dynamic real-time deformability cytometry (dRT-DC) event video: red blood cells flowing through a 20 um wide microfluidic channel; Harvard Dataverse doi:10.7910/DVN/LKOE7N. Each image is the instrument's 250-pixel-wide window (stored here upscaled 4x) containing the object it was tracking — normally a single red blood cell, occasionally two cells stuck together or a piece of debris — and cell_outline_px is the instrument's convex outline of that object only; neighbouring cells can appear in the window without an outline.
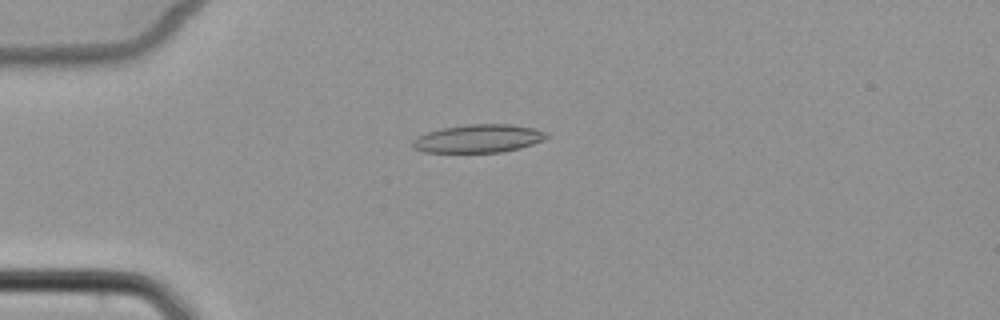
{"species": "common noctule bat (a hibernating species)", "species_latin": "Nyctalus noctula", "temperature_condition": "cold", "stored_images_in_passage": 6, "camera_frame_rate_fps": 3000, "um_per_image_px": 0.085, "animal": {"sex": "female", "body_mass_g": 22.7, "forearm_length_mm": 54.2}, "frame": {"image": 1, "passage_image": 4, "time_ms": 3.667, "image_size_px": [1000, 320], "cell_outline_px": [[548, 136], [544, 140], [520, 148], [504, 152], [424, 152], [412, 148], [412, 140], [428, 132], [440, 128], [468, 124], [508, 124], [536, 128], [548, 132]], "centroid_in_image_um": [40.69, 11.77], "position_along_channel_um": 44.3, "area_um2": 22.08}}
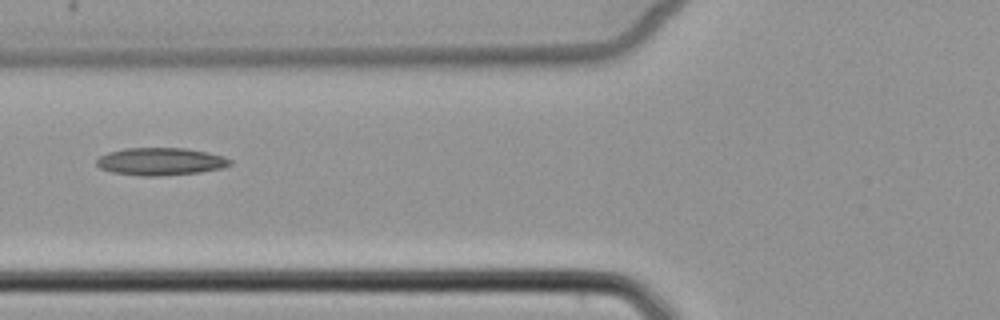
{"frame": {"image": 2, "passage_image": 6, "time_ms": 6.0, "image_size_px": [1000, 320], "cell_outline_px": [[232, 164], [220, 168], [200, 172], [160, 176], [140, 176], [112, 172], [100, 168], [96, 164], [96, 160], [100, 156], [108, 152], [124, 148], [188, 148], [208, 152], [224, 156], [232, 160]], "centroid_in_image_um": [13.65, 13.72], "position_along_channel_um": 112.2, "area_um2": 21.56}}